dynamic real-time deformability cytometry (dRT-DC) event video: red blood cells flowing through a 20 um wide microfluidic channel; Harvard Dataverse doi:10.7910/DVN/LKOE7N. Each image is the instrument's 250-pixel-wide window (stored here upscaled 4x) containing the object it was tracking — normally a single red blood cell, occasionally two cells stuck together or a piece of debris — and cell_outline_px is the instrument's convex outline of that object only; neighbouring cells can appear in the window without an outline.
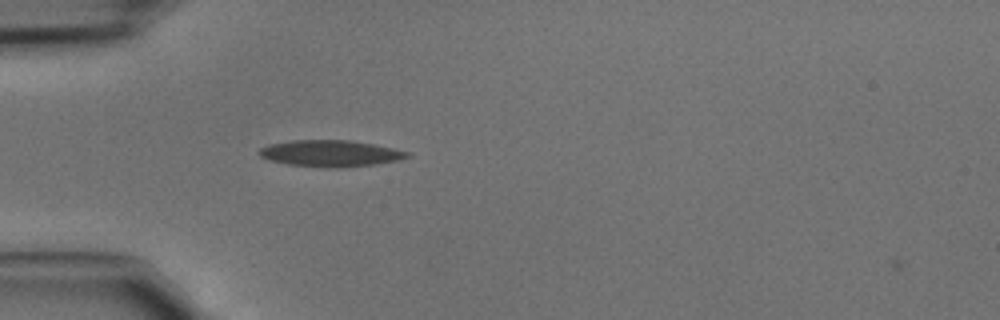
{"species": "common noctule bat (a hibernating species)", "species_latin": "Nyctalus noctula", "temperature_condition": "cold", "stored_images_in_passage": 2, "camera_frame_rate_fps": 3000, "um_per_image_px": 0.085, "animal": {"sex": "male", "body_mass_g": 15.6}, "frame": {"image": 1, "passage_image": 1, "time_ms": 0.0, "image_size_px": [1000, 320], "cell_outline_px": [[412, 156], [400, 160], [372, 164], [340, 168], [328, 168], [288, 164], [272, 160], [260, 156], [256, 152], [260, 148], [268, 144], [292, 140], [352, 140], [376, 144], [412, 152]], "centroid_in_image_um": [28.13, 13.03], "position_along_channel_um": 56.9, "area_um2": 23.06}}